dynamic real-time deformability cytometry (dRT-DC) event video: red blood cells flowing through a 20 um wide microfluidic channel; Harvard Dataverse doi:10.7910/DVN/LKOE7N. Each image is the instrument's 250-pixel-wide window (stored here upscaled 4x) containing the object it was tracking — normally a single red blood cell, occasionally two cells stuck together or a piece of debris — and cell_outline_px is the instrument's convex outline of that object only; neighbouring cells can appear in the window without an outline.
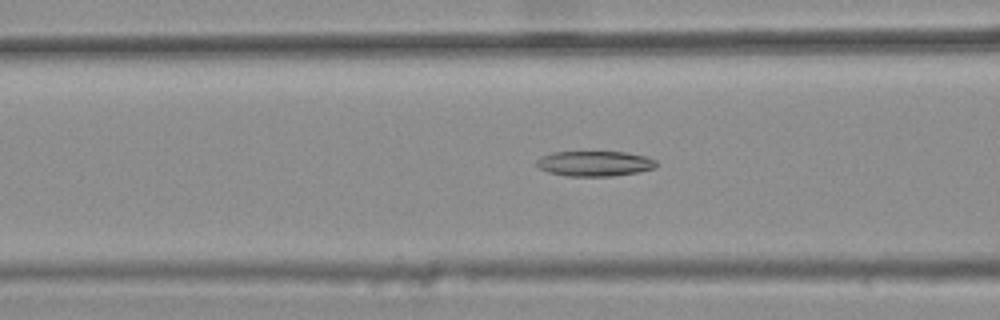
{"species": "common noctule bat (a hibernating species)", "species_latin": "Nyctalus noctula", "temperature_condition": "warm", "stored_images_in_passage": 47, "camera_frame_rate_fps": 3000, "um_per_image_px": 0.085, "animal": {"sex": "female", "body_mass_g": 25.1}, "frame": {"image": 1, "passage_image": 21, "time_ms": 6.667, "image_size_px": [1000, 320], "cell_outline_px": [[660, 164], [656, 168], [640, 172], [616, 176], [564, 176], [548, 172], [540, 168], [536, 164], [536, 160], [540, 156], [552, 152], [624, 152], [644, 156], [656, 160]], "centroid_in_image_um": [50.57, 13.91], "position_along_channel_um": 116.0, "area_um2": 17.86}}
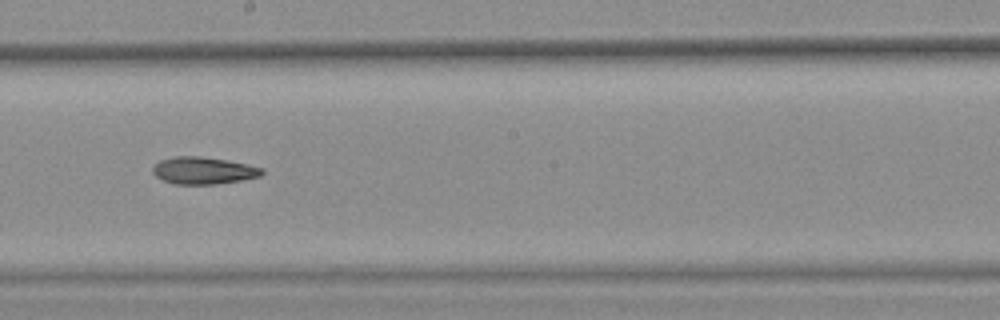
{"frame": {"image": 2, "passage_image": 30, "time_ms": 9.667, "image_size_px": [1000, 320], "cell_outline_px": [[264, 172], [260, 176], [240, 180], [216, 184], [176, 184], [160, 180], [152, 172], [152, 168], [160, 160], [176, 156], [200, 156], [228, 160], [248, 164], [264, 168]], "centroid_in_image_um": [17.29, 14.49], "position_along_channel_um": 230.9, "area_um2": 17.34}}
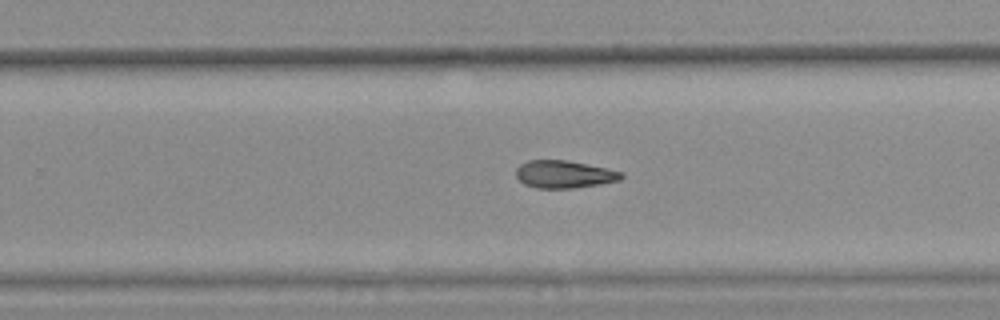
{"frame": {"image": 3, "passage_image": 34, "time_ms": 11.0, "image_size_px": [1000, 320], "cell_outline_px": [[624, 176], [620, 180], [600, 184], [572, 188], [536, 188], [524, 184], [516, 176], [516, 168], [520, 164], [528, 160], [568, 160], [608, 168], [624, 172]], "centroid_in_image_um": [47.97, 14.8], "position_along_channel_um": 281.8, "area_um2": 17.05}, "authors_computed_cell_mechanics": {"area_um2": 17.5134, "velocity_mm_per_s": 3.8378, "shape_relaxation_time_tau1_ms": null, "shape_relaxation_time_tau2_ms": 7.2389, "deformation_change_tau1": null, "deformation_change_tau2": 0.1709}}